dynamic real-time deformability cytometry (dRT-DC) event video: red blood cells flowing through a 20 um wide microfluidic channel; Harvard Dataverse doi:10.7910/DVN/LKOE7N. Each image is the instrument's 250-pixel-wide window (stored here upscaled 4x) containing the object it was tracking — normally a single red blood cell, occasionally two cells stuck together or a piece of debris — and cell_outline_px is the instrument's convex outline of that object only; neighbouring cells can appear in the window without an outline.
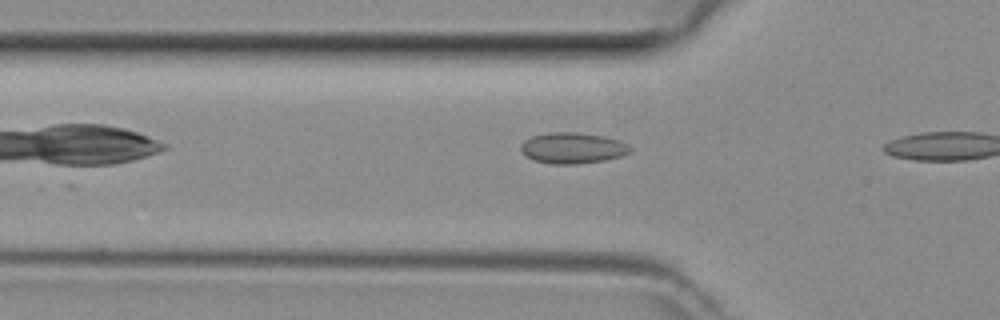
{"species": "common noctule bat (a hibernating species)", "species_latin": "Nyctalus noctula", "temperature_condition": "room temperature", "stored_images_in_passage": 5, "camera_frame_rate_fps": 3000, "um_per_image_px": 0.085, "animal": {"sex": "female", "body_mass_g": 29.2, "forearm_length_mm": 56.3}, "frame": {"image": 1, "passage_image": 4, "time_ms": 1.0, "image_size_px": [1000, 320], "cell_outline_px": [[632, 148], [628, 152], [620, 156], [604, 160], [572, 164], [552, 164], [536, 160], [528, 156], [520, 148], [520, 144], [524, 140], [532, 136], [548, 132], [576, 132], [604, 136], [620, 140], [628, 144]], "centroid_in_image_um": [48.68, 12.56], "position_along_channel_um": 77.1, "area_um2": 19.54}}